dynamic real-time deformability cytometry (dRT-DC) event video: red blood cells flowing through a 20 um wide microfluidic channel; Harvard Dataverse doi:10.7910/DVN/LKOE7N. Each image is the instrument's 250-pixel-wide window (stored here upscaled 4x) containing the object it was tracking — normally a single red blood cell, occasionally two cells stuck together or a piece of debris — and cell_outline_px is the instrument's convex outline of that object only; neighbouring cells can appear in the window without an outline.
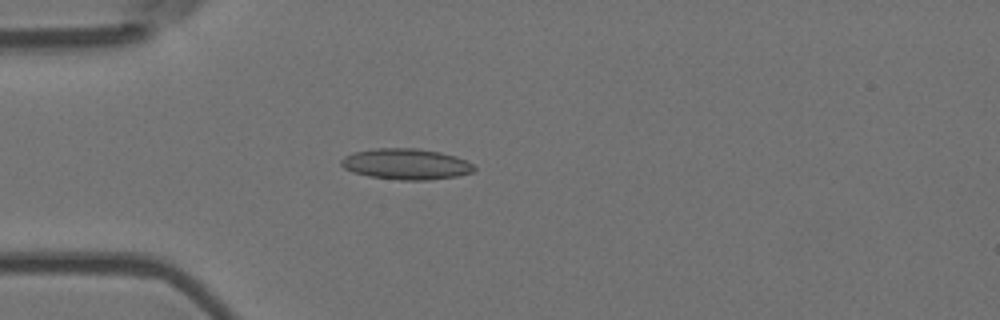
{"species": "Egyptian fruit bat (a non-hibernating species)", "species_latin": "Rousettus aegyptiacus", "temperature_condition": "room temperature", "stored_images_in_passage": 4, "camera_frame_rate_fps": 3000, "um_per_image_px": 0.085, "animal": {"sex": "female"}, "frame": {"image": 1, "passage_image": 4, "time_ms": 1.0, "image_size_px": [1000, 320], "cell_outline_px": [[476, 168], [472, 172], [456, 176], [428, 180], [400, 180], [368, 176], [352, 172], [344, 168], [340, 164], [340, 160], [344, 156], [352, 152], [376, 148], [420, 148], [440, 152], [456, 156], [472, 164]], "centroid_in_image_um": [34.48, 13.94], "position_along_channel_um": 50.5, "area_um2": 24.04}}